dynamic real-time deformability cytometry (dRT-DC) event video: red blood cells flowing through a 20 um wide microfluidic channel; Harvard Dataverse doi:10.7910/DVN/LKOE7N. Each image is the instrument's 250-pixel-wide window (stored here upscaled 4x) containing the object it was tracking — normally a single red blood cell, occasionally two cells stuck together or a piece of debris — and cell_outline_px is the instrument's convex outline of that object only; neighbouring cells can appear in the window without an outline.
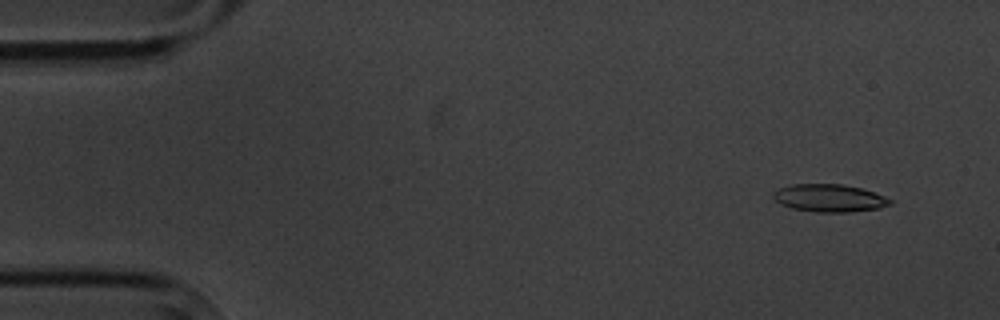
{"species": "common noctule bat (a hibernating species)", "species_latin": "Nyctalus noctula", "temperature_condition": "cold", "stored_images_in_passage": 7, "camera_frame_rate_fps": 3000, "um_per_image_px": 0.085, "animal": {"sex": "male", "body_mass_g": 20.1, "forearm_length_mm": 53.5}, "frame": {"image": 1, "passage_image": 1, "time_ms": 0.0, "image_size_px": [1000, 320], "cell_outline_px": [[892, 204], [880, 208], [852, 212], [816, 212], [792, 208], [780, 204], [772, 196], [772, 192], [788, 184], [840, 184], [860, 188], [884, 196], [892, 200]], "centroid_in_image_um": [70.48, 16.84], "position_along_channel_um": 14.5, "area_um2": 18.84}}
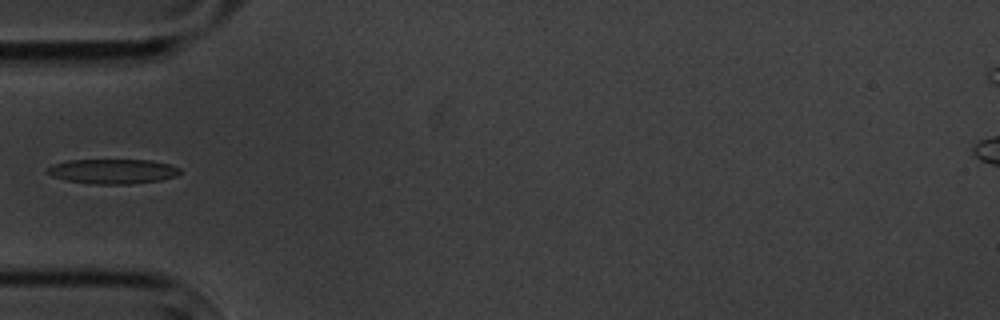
{"frame": {"image": 2, "passage_image": 5, "time_ms": 4.667, "image_size_px": [1000, 320], "cell_outline_px": [[180, 172], [176, 176], [160, 180], [128, 184], [92, 184], [68, 180], [52, 176], [44, 172], [44, 168], [52, 164], [68, 160], [152, 160], [172, 164], [180, 168]], "centroid_in_image_um": [9.55, 14.55], "position_along_channel_um": 75.4, "area_um2": 19.31}}
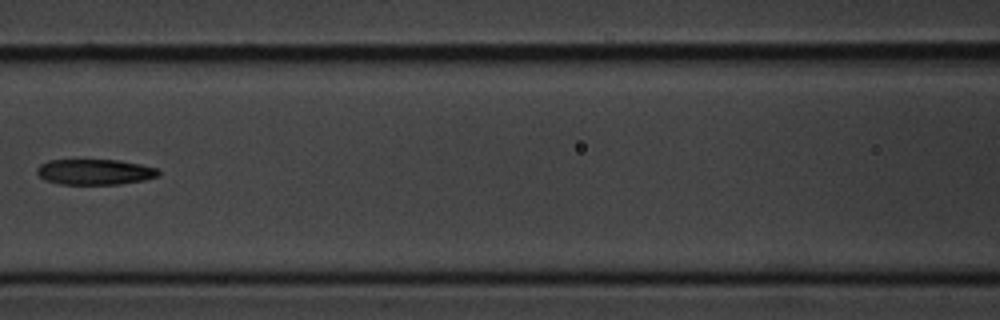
{"frame": {"image": 3, "passage_image": 7, "time_ms": 7.0, "image_size_px": [1000, 320], "cell_outline_px": [[160, 172], [156, 176], [144, 180], [120, 184], [60, 184], [44, 180], [36, 172], [36, 168], [40, 164], [48, 160], [116, 160], [140, 164], [156, 168]], "centroid_in_image_um": [8.01, 14.61], "position_along_channel_um": 158.6, "area_um2": 18.03}}